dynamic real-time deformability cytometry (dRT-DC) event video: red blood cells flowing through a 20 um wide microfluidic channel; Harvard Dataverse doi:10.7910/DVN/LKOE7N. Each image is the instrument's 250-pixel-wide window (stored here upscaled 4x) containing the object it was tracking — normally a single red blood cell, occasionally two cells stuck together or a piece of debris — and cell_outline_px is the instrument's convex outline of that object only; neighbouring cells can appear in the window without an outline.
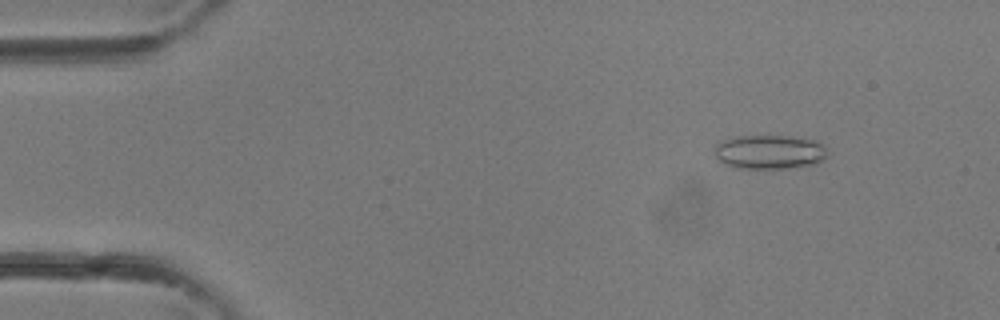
{"species": "common noctule bat (a hibernating species)", "species_latin": "Nyctalus noctula", "temperature_condition": "room temperature", "stored_images_in_passage": 4, "camera_frame_rate_fps": 3000, "um_per_image_px": 0.085, "animal": {"sex": "female"}, "frame": {"image": 1, "passage_image": 2, "time_ms": 0.333, "image_size_px": [1000, 320], "cell_outline_px": [[828, 156], [812, 164], [792, 168], [732, 168], [720, 160], [716, 156], [716, 144], [724, 140], [736, 136], [788, 136], [812, 140], [820, 144], [824, 148]], "centroid_in_image_um": [65.38, 12.92], "position_along_channel_um": 19.6, "area_um2": 22.08}}